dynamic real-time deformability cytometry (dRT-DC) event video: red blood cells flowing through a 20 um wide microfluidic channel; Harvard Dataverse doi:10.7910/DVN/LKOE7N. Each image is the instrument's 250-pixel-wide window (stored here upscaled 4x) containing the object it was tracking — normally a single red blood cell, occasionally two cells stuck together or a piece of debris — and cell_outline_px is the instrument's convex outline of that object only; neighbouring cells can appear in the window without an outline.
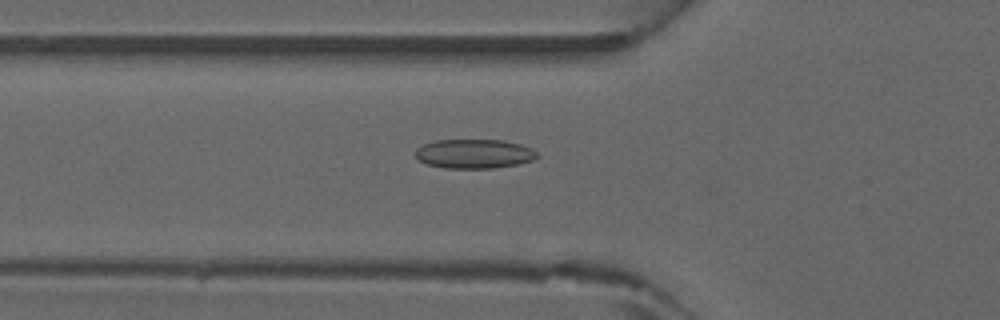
{"species": "common noctule bat (a hibernating species)", "species_latin": "Nyctalus noctula", "temperature_condition": "warm", "stored_images_in_passage": 34, "camera_frame_rate_fps": 3000, "um_per_image_px": 0.085, "animal": {"sex": "male", "forearm_length_mm": 52.5}, "frame": {"image": 1, "passage_image": 5, "time_ms": 1.333, "image_size_px": [1000, 320], "cell_outline_px": [[540, 156], [532, 160], [516, 164], [492, 168], [444, 168], [428, 164], [420, 160], [416, 156], [416, 148], [424, 144], [436, 140], [504, 140], [520, 144], [532, 148]], "centroid_in_image_um": [40.32, 13.06], "position_along_channel_um": 85.5, "area_um2": 20.63}}
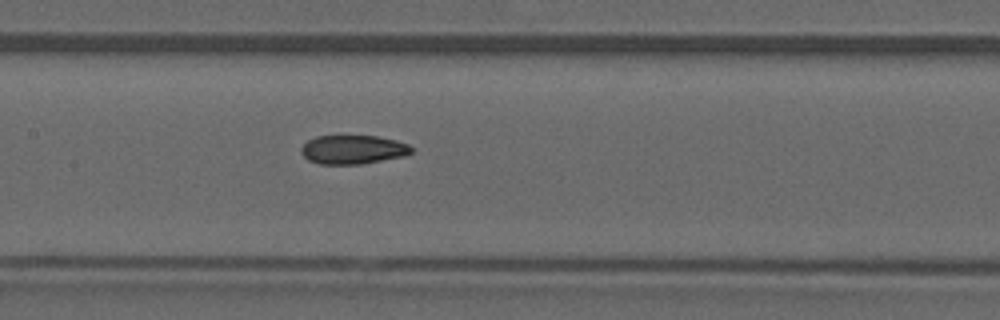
{"frame": {"image": 2, "passage_image": 11, "time_ms": 3.333, "image_size_px": [1000, 320], "cell_outline_px": [[412, 152], [404, 156], [360, 164], [320, 164], [308, 160], [300, 152], [300, 148], [308, 140], [316, 136], [376, 136], [396, 140], [408, 144], [412, 148]], "centroid_in_image_um": [29.98, 12.71], "position_along_channel_um": 177.4, "area_um2": 18.5}}
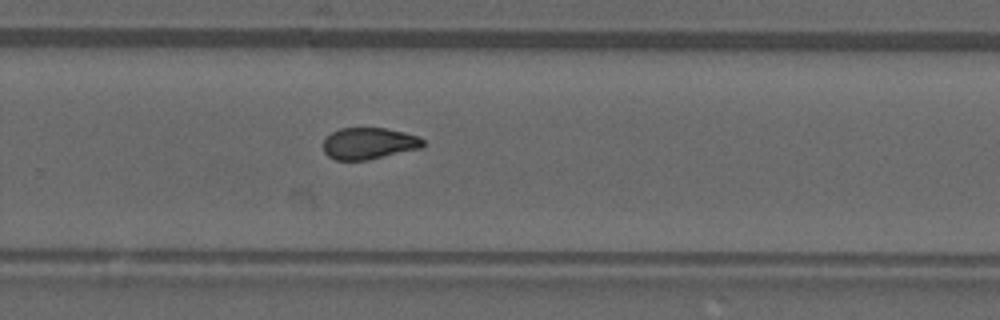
{"frame": {"image": 3, "passage_image": 19, "time_ms": 6.0, "image_size_px": [1000, 320], "cell_outline_px": [[424, 144], [420, 148], [368, 160], [336, 160], [328, 156], [324, 152], [324, 140], [332, 132], [340, 128], [384, 128], [404, 132], [416, 136], [424, 140]], "centroid_in_image_um": [31.34, 12.19], "position_along_channel_um": 298.5, "area_um2": 18.21}}